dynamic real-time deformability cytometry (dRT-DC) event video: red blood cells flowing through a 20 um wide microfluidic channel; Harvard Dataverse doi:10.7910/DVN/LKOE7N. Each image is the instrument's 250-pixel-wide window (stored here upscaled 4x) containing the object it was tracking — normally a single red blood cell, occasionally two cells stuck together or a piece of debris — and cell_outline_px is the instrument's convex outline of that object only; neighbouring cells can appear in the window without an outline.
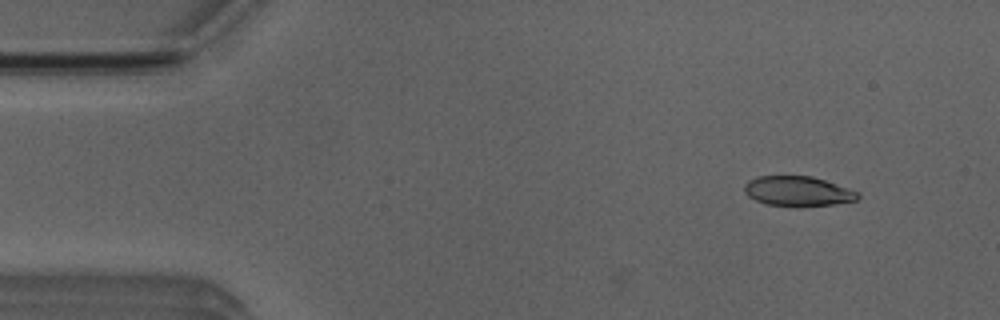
{"species": "Egyptian fruit bat (a non-hibernating species)", "species_latin": "Rousettus aegyptiacus", "temperature_condition": "room temperature", "stored_images_in_passage": 7, "camera_frame_rate_fps": 3000, "um_per_image_px": 0.085, "animal": {"sex": "male"}, "frame": {"image": 1, "passage_image": 2, "time_ms": 1.333, "image_size_px": [1000, 320], "cell_outline_px": [[860, 196], [856, 200], [832, 204], [764, 204], [748, 196], [744, 192], [744, 184], [748, 180], [756, 176], [812, 176], [860, 192]], "centroid_in_image_um": [67.78, 16.21], "position_along_channel_um": 17.2, "area_um2": 19.13}}